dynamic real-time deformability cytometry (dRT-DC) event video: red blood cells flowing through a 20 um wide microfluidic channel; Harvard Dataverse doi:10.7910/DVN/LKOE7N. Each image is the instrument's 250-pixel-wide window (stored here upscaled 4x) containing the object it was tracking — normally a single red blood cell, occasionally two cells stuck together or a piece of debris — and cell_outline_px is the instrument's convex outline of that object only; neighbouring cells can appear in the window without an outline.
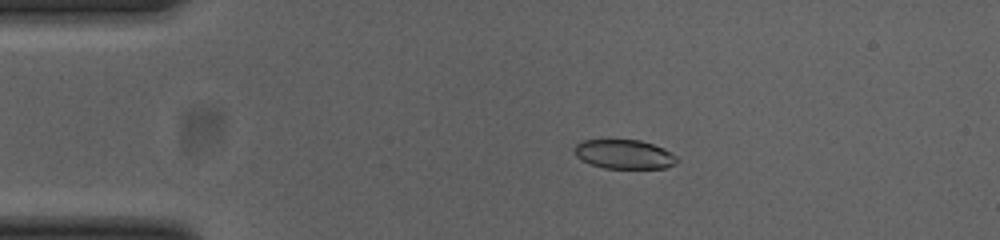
{"species": "common noctule bat (a hibernating species)", "species_latin": "Nyctalus noctula", "temperature_condition": "cold", "stored_images_in_passage": 43, "camera_frame_rate_fps": 3000, "um_per_image_px": 0.085, "animal": {"sex": "female", "body_mass_g": 23.0, "forearm_length_mm": 53.4}, "frame": {"image": 1, "passage_image": 1, "time_ms": 0.0, "image_size_px": [1000, 240], "cell_outline_px": [[680, 160], [676, 164], [668, 168], [604, 168], [592, 164], [576, 156], [572, 148], [580, 140], [640, 140], [664, 148], [672, 152]], "centroid_in_image_um": [53.09, 13.11], "position_along_channel_um": 31.9, "area_um2": 17.57}}
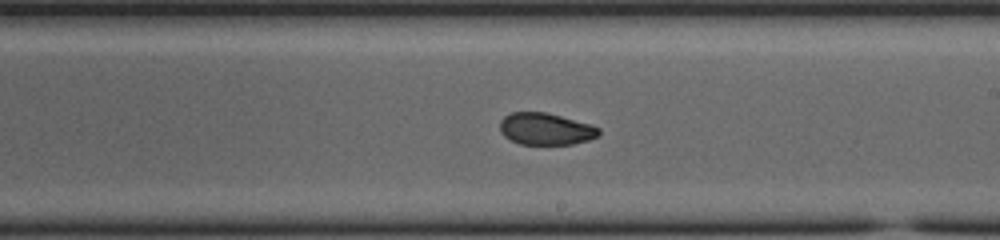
{"frame": {"image": 2, "passage_image": 21, "time_ms": 6.667, "image_size_px": [1000, 240], "cell_outline_px": [[600, 132], [596, 136], [588, 140], [572, 144], [520, 144], [504, 136], [500, 132], [500, 120], [504, 116], [512, 112], [544, 112], [592, 124], [600, 128]], "centroid_in_image_um": [46.37, 10.95], "position_along_channel_um": 242.6, "area_um2": 18.32}}
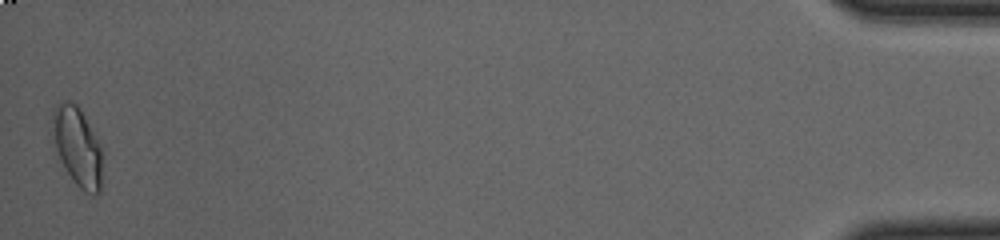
{"frame": {"image": 3, "passage_image": 43, "time_ms": 14.0, "image_size_px": [1000, 240], "cell_outline_px": [[100, 192], [96, 196], [92, 196], [84, 192], [76, 184], [60, 160], [56, 148], [52, 116], [52, 112], [64, 100], [72, 100], [80, 108], [100, 144]], "centroid_in_image_um": [6.59, 12.47], "position_along_channel_um": 428.6, "area_um2": 22.31}, "authors_computed_cell_mechanics": {"area_um2": 19.5942, "velocity_mm_per_s": 3.8537, "shape_relaxation_time_tau1_ms": null, "shape_relaxation_time_tau2_ms": 1.4278, "deformation_change_tau1": null, "deformation_change_tau2": 0.0455}}